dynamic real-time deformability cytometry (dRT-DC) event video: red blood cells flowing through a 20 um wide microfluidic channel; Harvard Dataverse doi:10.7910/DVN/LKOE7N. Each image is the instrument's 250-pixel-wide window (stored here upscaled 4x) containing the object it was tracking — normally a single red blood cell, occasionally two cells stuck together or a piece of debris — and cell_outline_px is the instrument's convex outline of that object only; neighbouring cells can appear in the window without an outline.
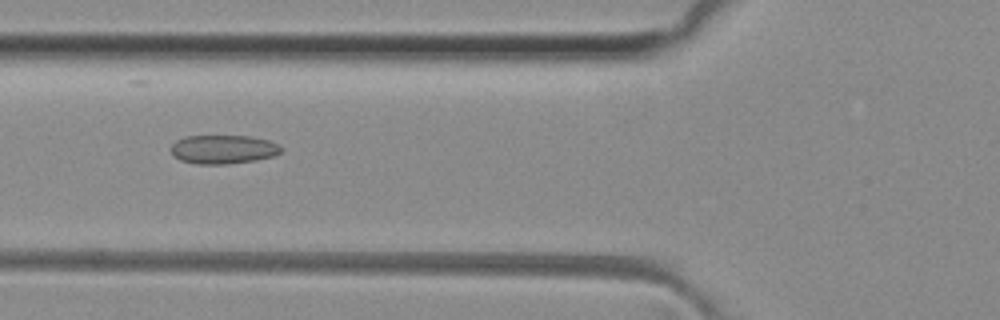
{"species": "common noctule bat (a hibernating species)", "species_latin": "Nyctalus noctula", "temperature_condition": "room temperature", "stored_images_in_passage": 49, "camera_frame_rate_fps": 3000, "um_per_image_px": 0.085, "animal": {"sex": "female", "body_mass_g": 29.2, "forearm_length_mm": 56.3}, "frame": {"image": 1, "passage_image": 19, "time_ms": 6.0, "image_size_px": [1000, 320], "cell_outline_px": [[284, 148], [280, 152], [272, 156], [256, 160], [228, 164], [196, 164], [180, 160], [172, 156], [172, 144], [176, 140], [184, 136], [252, 136], [268, 140], [280, 144]], "centroid_in_image_um": [18.98, 12.69], "position_along_channel_um": 106.8, "area_um2": 18.67}}
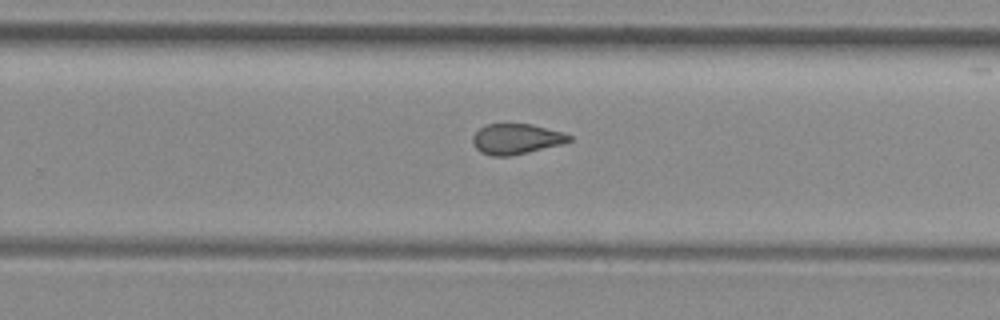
{"frame": {"image": 2, "passage_image": 32, "time_ms": 10.333, "image_size_px": [1000, 320], "cell_outline_px": [[572, 140], [564, 144], [528, 152], [508, 156], [492, 156], [480, 152], [476, 148], [472, 140], [472, 136], [480, 128], [488, 124], [508, 120], [532, 124], [564, 132], [572, 136]], "centroid_in_image_um": [43.89, 11.76], "position_along_channel_um": 285.9, "area_um2": 17.8}}
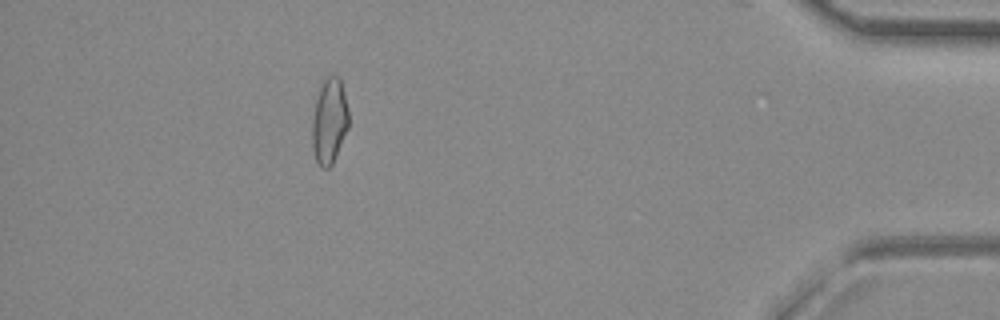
{"frame": {"image": 3, "passage_image": 45, "time_ms": 14.667, "image_size_px": [1000, 320], "cell_outline_px": [[348, 128], [332, 164], [328, 168], [320, 168], [316, 160], [312, 148], [312, 120], [316, 100], [320, 88], [324, 80], [328, 76], [340, 76], [348, 108]], "centroid_in_image_um": [27.99, 10.3], "position_along_channel_um": 407.2, "area_um2": 18.09}}